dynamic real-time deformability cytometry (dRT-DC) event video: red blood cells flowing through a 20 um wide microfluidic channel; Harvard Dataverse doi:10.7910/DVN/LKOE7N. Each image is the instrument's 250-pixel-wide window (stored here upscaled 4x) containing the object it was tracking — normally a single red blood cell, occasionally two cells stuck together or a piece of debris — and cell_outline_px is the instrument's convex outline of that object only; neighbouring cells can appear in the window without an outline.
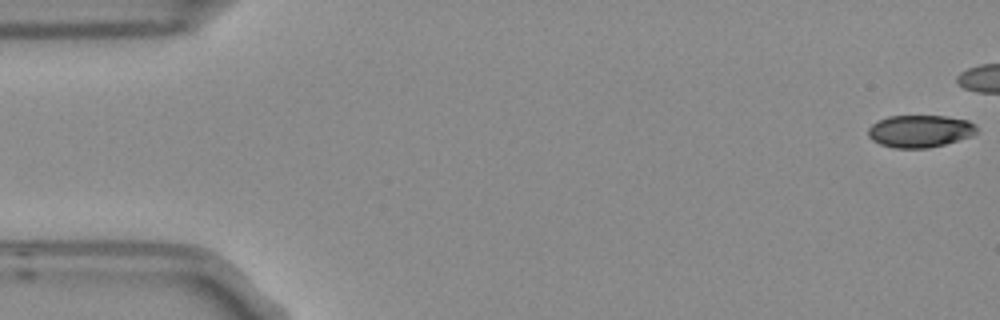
{"species": "Egyptian fruit bat (a non-hibernating species)", "species_latin": "Rousettus aegyptiacus", "temperature_condition": "room temperature", "stored_images_in_passage": 7, "camera_frame_rate_fps": 3000, "um_per_image_px": 0.085, "frame": {"image": 1, "passage_image": 1, "time_ms": 0.0, "image_size_px": [1000, 320], "cell_outline_px": [[976, 132], [972, 136], [944, 144], [928, 148], [892, 148], [880, 144], [872, 140], [868, 136], [868, 128], [872, 124], [888, 116], [944, 116], [968, 120], [976, 124]], "centroid_in_image_um": [78.19, 11.15], "position_along_channel_um": 6.8, "area_um2": 20.46}}